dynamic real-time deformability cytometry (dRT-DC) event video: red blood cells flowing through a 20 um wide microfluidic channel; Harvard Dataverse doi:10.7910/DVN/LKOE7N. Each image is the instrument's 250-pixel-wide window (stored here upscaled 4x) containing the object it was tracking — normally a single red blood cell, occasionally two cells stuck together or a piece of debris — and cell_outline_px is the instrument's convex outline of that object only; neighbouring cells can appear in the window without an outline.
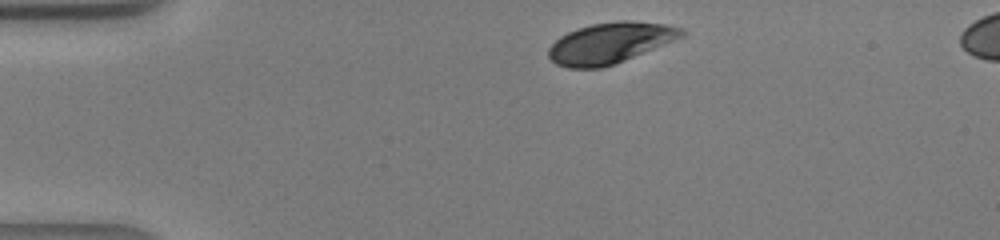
{"species": "human", "species_latin": "Homo sapiens", "temperature_condition": "warm", "stored_images_in_passage": 34, "camera_frame_rate_fps": 3000, "um_per_image_px": 0.085, "donor": {"sex": "male"}, "frame": {"image": 1, "passage_image": 1, "time_ms": 0.0, "image_size_px": [1000, 240], "cell_outline_px": [[688, 32], [684, 36], [616, 64], [600, 68], [568, 68], [556, 64], [548, 56], [548, 48], [560, 36], [568, 32], [592, 24], [616, 20], [632, 20], [668, 24], [684, 28]], "centroid_in_image_um": [51.9, 3.64], "position_along_channel_um": 33.1, "area_um2": 31.91}}
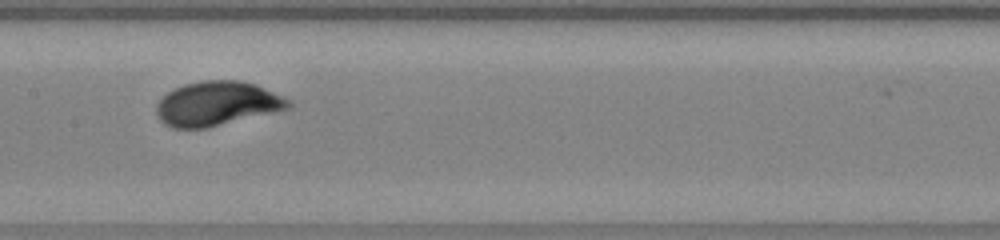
{"frame": {"image": 2, "passage_image": 14, "time_ms": 4.333, "image_size_px": [1000, 240], "cell_outline_px": [[292, 104], [288, 108], [272, 112], [204, 128], [172, 128], [164, 124], [156, 116], [156, 104], [168, 92], [184, 84], [200, 80], [240, 80], [256, 84], [292, 100]], "centroid_in_image_um": [18.42, 8.79], "position_along_channel_um": 189.0, "area_um2": 33.87}}
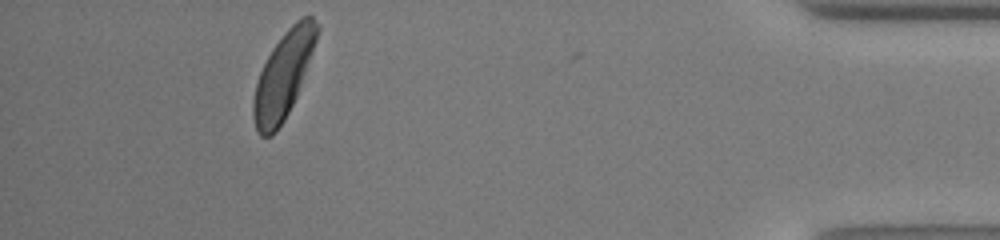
{"frame": {"image": 3, "passage_image": 31, "time_ms": 10.0, "image_size_px": [1000, 240], "cell_outline_px": [[320, 28], [316, 40], [296, 96], [284, 120], [276, 132], [272, 136], [260, 136], [256, 128], [252, 116], [252, 100], [256, 84], [260, 72], [272, 48], [284, 32], [300, 16], [312, 16], [320, 24]], "centroid_in_image_um": [24.07, 6.38], "position_along_channel_um": 411.1, "area_um2": 31.56}}